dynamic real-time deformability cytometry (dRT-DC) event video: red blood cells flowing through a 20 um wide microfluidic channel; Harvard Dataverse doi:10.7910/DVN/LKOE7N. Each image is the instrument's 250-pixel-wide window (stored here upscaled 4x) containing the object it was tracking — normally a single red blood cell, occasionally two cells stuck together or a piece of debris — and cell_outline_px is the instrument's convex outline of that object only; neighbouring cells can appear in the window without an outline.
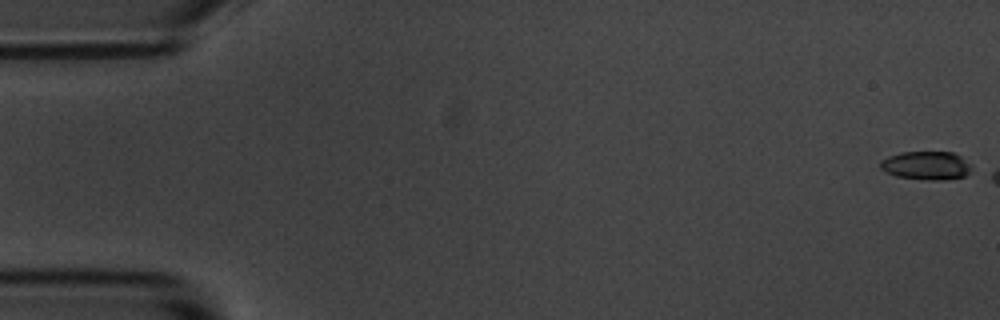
{"species": "common noctule bat (a hibernating species)", "species_latin": "Nyctalus noctula", "temperature_condition": "room temperature", "stored_images_in_passage": 3, "camera_frame_rate_fps": 3000, "um_per_image_px": 0.085, "animal": {"sex": "male", "body_mass_g": 20.1, "forearm_length_mm": 53.5}, "frame": {"image": 1, "passage_image": 1, "time_ms": 0.0, "image_size_px": [1000, 320], "cell_outline_px": [[972, 172], [964, 176], [944, 180], [924, 180], [896, 176], [884, 172], [880, 168], [880, 160], [888, 156], [900, 152], [952, 152], [960, 156], [972, 164]], "centroid_in_image_um": [78.74, 14.07], "position_along_channel_um": 6.3, "area_um2": 15.43}}